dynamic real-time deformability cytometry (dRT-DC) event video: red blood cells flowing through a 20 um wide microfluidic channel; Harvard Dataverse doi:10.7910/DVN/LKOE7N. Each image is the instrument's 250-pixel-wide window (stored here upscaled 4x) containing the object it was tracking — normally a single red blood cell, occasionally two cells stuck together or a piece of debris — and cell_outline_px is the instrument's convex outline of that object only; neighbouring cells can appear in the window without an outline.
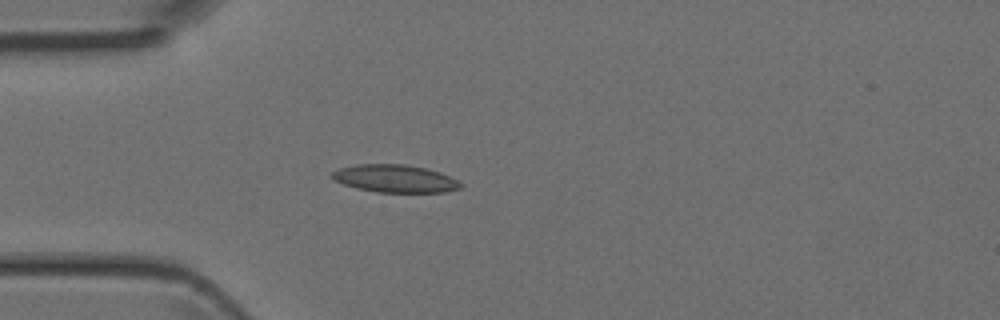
{"species": "Egyptian fruit bat (a non-hibernating species)", "species_latin": "Rousettus aegyptiacus", "temperature_condition": "room temperature", "stored_images_in_passage": 3, "camera_frame_rate_fps": 3000, "um_per_image_px": 0.085, "animal": {"sex": "female"}, "frame": {"image": 1, "passage_image": 3, "time_ms": 0.667, "image_size_px": [1000, 320], "cell_outline_px": [[464, 184], [460, 188], [444, 192], [376, 192], [356, 188], [344, 184], [336, 180], [332, 176], [332, 172], [340, 168], [356, 164], [404, 164], [424, 168], [440, 172]], "centroid_in_image_um": [33.58, 15.18], "position_along_channel_um": 51.4, "area_um2": 20.52}}